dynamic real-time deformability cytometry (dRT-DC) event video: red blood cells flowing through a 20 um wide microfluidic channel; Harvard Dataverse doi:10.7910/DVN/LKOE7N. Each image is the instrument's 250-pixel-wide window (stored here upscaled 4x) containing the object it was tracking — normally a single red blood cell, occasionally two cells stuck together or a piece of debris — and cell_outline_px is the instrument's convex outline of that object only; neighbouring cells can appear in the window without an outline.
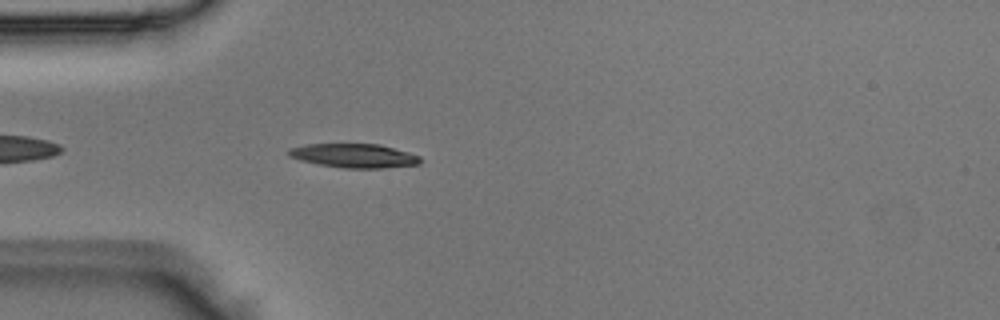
{"species": "Egyptian fruit bat (a non-hibernating species)", "species_latin": "Rousettus aegyptiacus", "temperature_condition": "room temperature", "stored_images_in_passage": 39, "camera_frame_rate_fps": 3000, "um_per_image_px": 0.085, "animal": {"sex": "male"}, "frame": {"image": 1, "passage_image": 4, "time_ms": 1.0, "image_size_px": [1000, 320], "cell_outline_px": [[420, 164], [384, 168], [344, 168], [320, 164], [300, 160], [288, 156], [288, 148], [308, 144], [380, 144], [408, 152], [420, 156]], "centroid_in_image_um": [30.09, 13.23], "position_along_channel_um": 54.9, "area_um2": 18.32}}
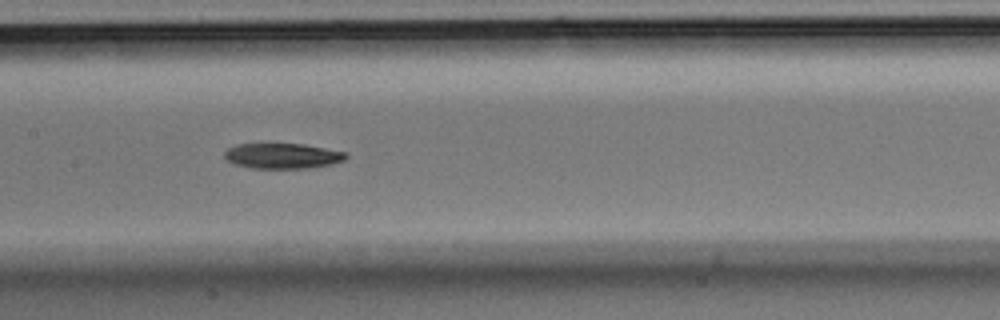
{"frame": {"image": 2, "passage_image": 14, "time_ms": 4.333, "image_size_px": [1000, 320], "cell_outline_px": [[348, 156], [344, 160], [332, 164], [308, 168], [252, 168], [236, 164], [228, 160], [224, 156], [224, 152], [228, 148], [236, 144], [304, 144], [348, 152]], "centroid_in_image_um": [24.05, 13.24], "position_along_channel_um": 183.3, "area_um2": 17.92}}
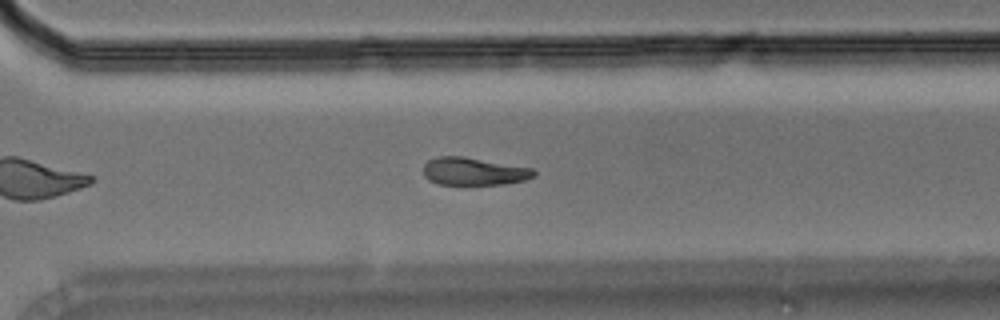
{"frame": {"image": 3, "passage_image": 25, "time_ms": 8.0, "image_size_px": [1000, 320], "cell_outline_px": [[536, 176], [524, 180], [504, 184], [436, 184], [428, 180], [424, 176], [424, 164], [428, 160], [436, 156], [464, 156], [532, 168], [536, 172]], "centroid_in_image_um": [40.25, 14.56], "position_along_channel_um": 330.3, "area_um2": 17.92}}